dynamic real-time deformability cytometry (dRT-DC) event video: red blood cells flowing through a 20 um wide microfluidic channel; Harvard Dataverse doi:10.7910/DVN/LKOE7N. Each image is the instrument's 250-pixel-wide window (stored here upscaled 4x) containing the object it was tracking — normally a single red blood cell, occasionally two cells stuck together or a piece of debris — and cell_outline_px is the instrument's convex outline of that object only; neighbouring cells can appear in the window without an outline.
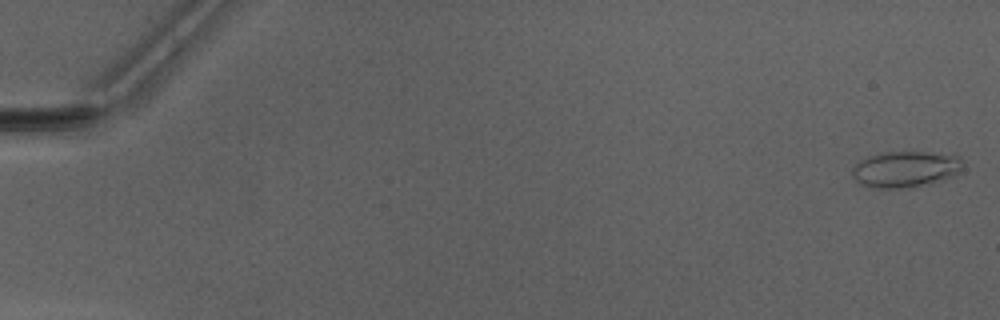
{"species": "Egyptian fruit bat (a non-hibernating species)", "species_latin": "Rousettus aegyptiacus", "temperature_condition": "warm", "stored_images_in_passage": 50, "camera_frame_rate_fps": 3000, "um_per_image_px": 0.085, "animal": {"sex": "male"}, "frame": {"image": 1, "passage_image": 1, "time_ms": 0.0, "image_size_px": [1000, 320], "cell_outline_px": [[964, 168], [956, 176], [932, 184], [912, 188], [876, 188], [860, 184], [852, 176], [852, 168], [860, 160], [884, 152], [952, 152], [960, 156], [964, 160]], "centroid_in_image_um": [77.1, 14.38], "position_along_channel_um": 7.9, "area_um2": 24.16}}
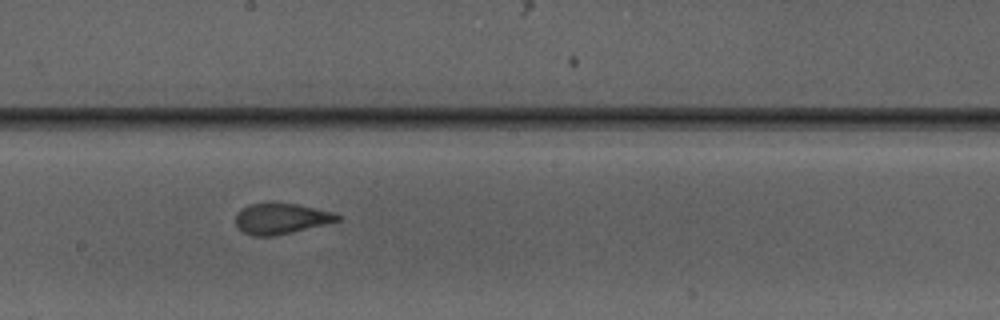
{"frame": {"image": 2, "passage_image": 29, "time_ms": 9.333, "image_size_px": [1000, 320], "cell_outline_px": [[340, 220], [276, 236], [252, 236], [244, 232], [236, 224], [236, 212], [248, 204], [296, 204], [332, 212], [340, 216]], "centroid_in_image_um": [23.86, 18.6], "position_along_channel_um": 224.3, "area_um2": 17.8}}
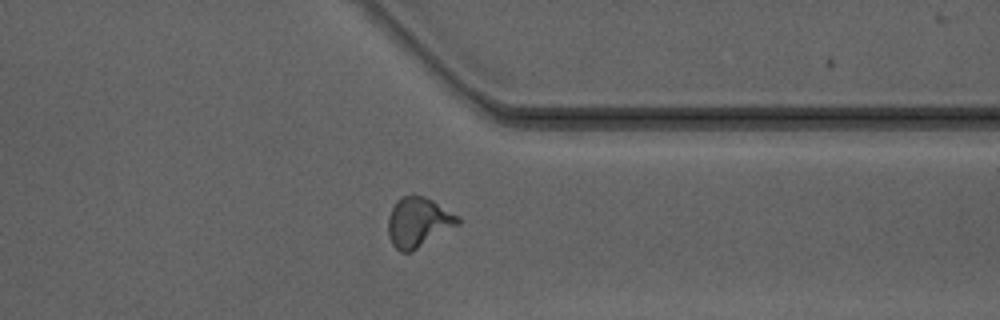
{"frame": {"image": 3, "passage_image": 40, "time_ms": 13.0, "image_size_px": [1000, 320], "cell_outline_px": [[460, 224], [412, 252], [400, 252], [392, 244], [388, 236], [388, 216], [396, 200], [404, 196], [424, 196], [432, 200], [460, 216]], "centroid_in_image_um": [35.56, 18.91], "position_along_channel_um": 375.8, "area_um2": 20.35}, "authors_computed_cell_mechanics": {"area_um2": 19.2763, "velocity_mm_per_s": 4.1859, "shape_relaxation_time_tau1_ms": 5.2083, "shape_relaxation_time_tau2_ms": 0.6554, "deformation_change_tau1": 0.1743, "deformation_change_tau2": 0.0731}}